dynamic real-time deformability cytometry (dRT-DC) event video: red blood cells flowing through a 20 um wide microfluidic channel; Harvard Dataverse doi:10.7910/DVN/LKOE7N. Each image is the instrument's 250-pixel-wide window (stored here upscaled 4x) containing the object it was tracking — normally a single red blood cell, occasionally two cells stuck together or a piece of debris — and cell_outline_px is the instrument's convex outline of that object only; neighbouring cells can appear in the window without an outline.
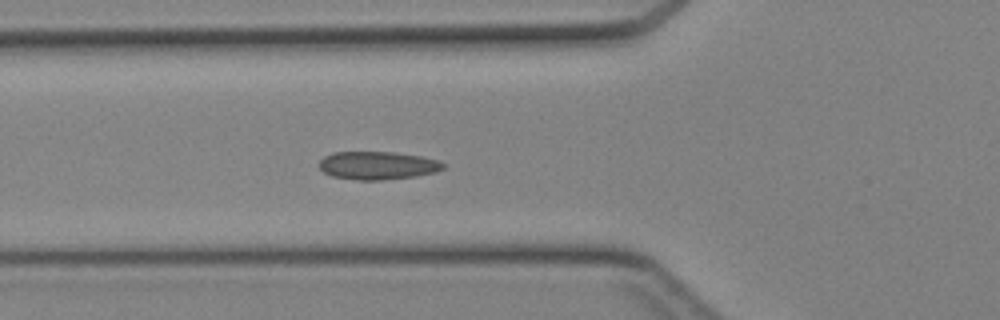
{"species": "Egyptian fruit bat (a non-hibernating species)", "species_latin": "Rousettus aegyptiacus", "temperature_condition": "cold", "stored_images_in_passage": 23, "camera_frame_rate_fps": 3000, "um_per_image_px": 0.085, "animal": {"sex": "female"}, "frame": {"image": 1, "passage_image": 2, "time_ms": 0.333, "image_size_px": [1000, 320], "cell_outline_px": [[444, 168], [436, 172], [416, 176], [380, 180], [360, 180], [332, 176], [324, 172], [320, 168], [320, 160], [324, 156], [332, 152], [392, 152], [420, 156], [436, 160], [444, 164]], "centroid_in_image_um": [32.08, 14.06], "position_along_channel_um": 93.7, "area_um2": 20.11}}
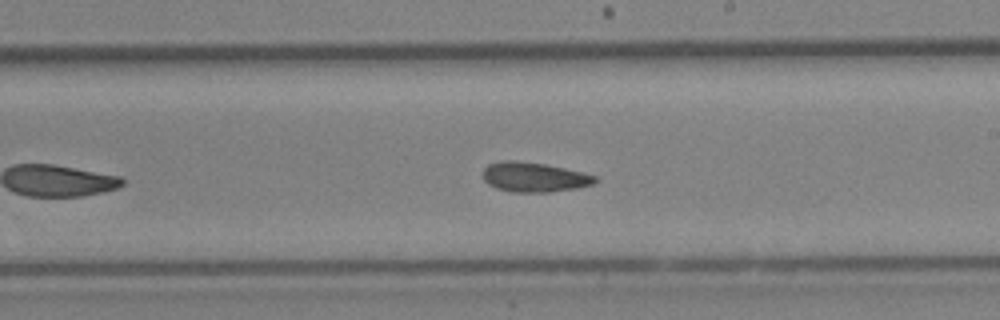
{"frame": {"image": 2, "passage_image": 12, "time_ms": 3.667, "image_size_px": [1000, 320], "cell_outline_px": [[600, 180], [592, 184], [576, 188], [548, 192], [512, 192], [496, 188], [488, 184], [484, 180], [484, 168], [488, 164], [504, 160], [516, 160], [544, 164], [584, 172], [596, 176]], "centroid_in_image_um": [45.41, 15.05], "position_along_channel_um": 243.6, "area_um2": 19.42}}
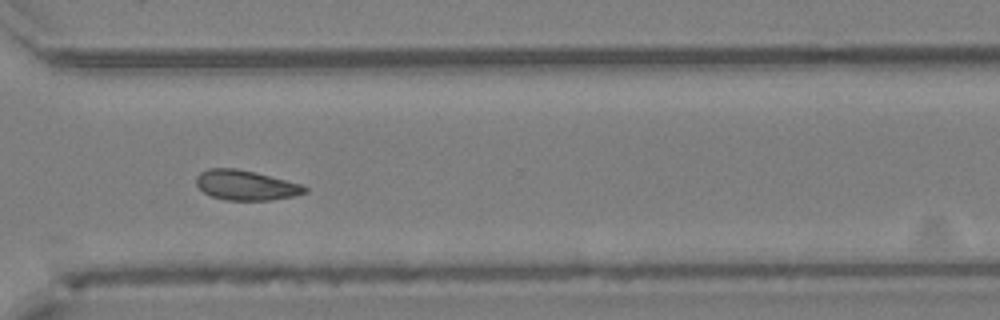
{"frame": {"image": 3, "passage_image": 19, "time_ms": 6.0, "image_size_px": [1000, 320], "cell_outline_px": [[308, 192], [296, 196], [268, 200], [224, 200], [212, 196], [204, 192], [196, 184], [196, 176], [200, 172], [208, 168], [236, 168], [304, 184], [308, 188]], "centroid_in_image_um": [20.93, 15.74], "position_along_channel_um": 349.7, "area_um2": 19.02}}